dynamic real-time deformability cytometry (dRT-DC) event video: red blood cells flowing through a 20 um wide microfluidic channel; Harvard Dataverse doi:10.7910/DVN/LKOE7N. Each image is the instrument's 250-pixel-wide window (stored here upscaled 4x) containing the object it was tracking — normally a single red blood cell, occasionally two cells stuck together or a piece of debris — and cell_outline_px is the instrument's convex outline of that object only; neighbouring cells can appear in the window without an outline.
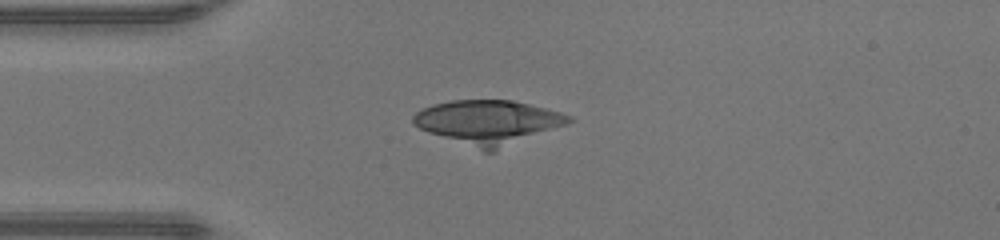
{"species": "human", "species_latin": "Homo sapiens", "temperature_condition": "warm", "stored_images_in_passage": 37, "camera_frame_rate_fps": 3000, "um_per_image_px": 0.085, "donor": {"sex": "male"}, "frame": {"image": 1, "passage_image": 1, "time_ms": 0.0, "image_size_px": [1000, 240], "cell_outline_px": [[576, 120], [568, 124], [496, 152], [484, 152], [428, 132], [412, 124], [412, 116], [416, 112], [432, 104], [452, 100], [512, 100], [560, 112], [572, 116]], "centroid_in_image_um": [41.53, 10.41], "position_along_channel_um": 43.5, "area_um2": 40.34}}
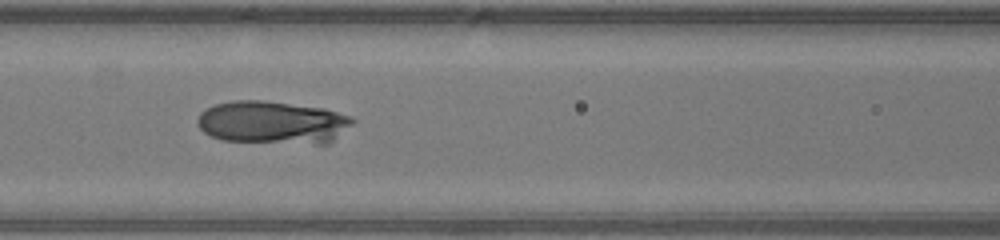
{"frame": {"image": 2, "passage_image": 9, "time_ms": 2.667, "image_size_px": [1000, 240], "cell_outline_px": [[356, 120], [352, 124], [328, 144], [316, 144], [224, 140], [212, 136], [204, 132], [200, 128], [196, 120], [200, 112], [216, 104], [232, 100], [260, 100], [324, 108], [352, 116]], "centroid_in_image_um": [23.18, 10.4], "position_along_channel_um": 143.4, "area_um2": 38.67}}
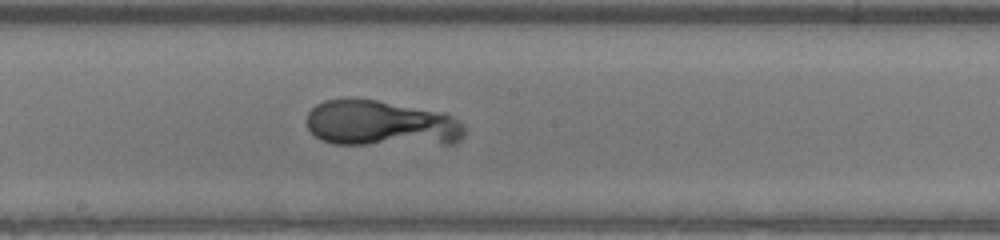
{"frame": {"image": 3, "passage_image": 14, "time_ms": 4.333, "image_size_px": [1000, 240], "cell_outline_px": [[464, 136], [456, 144], [336, 144], [320, 140], [308, 128], [308, 112], [316, 104], [324, 100], [376, 100], [444, 112], [452, 116], [464, 128]], "centroid_in_image_um": [32.42, 10.52], "position_along_channel_um": 215.8, "area_um2": 42.02}}